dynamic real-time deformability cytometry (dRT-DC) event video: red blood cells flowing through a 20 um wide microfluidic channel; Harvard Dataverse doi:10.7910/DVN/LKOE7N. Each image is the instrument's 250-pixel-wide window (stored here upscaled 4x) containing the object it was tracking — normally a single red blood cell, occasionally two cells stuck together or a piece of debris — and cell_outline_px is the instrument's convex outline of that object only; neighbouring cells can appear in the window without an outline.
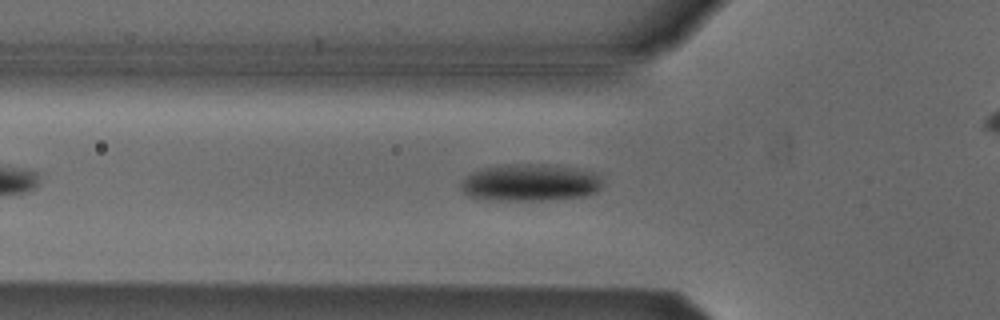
{"species": "Egyptian fruit bat (a non-hibernating species)", "species_latin": "Rousettus aegyptiacus", "temperature_condition": "cold", "stored_images_in_passage": 41, "camera_frame_rate_fps": 3000, "um_per_image_px": 0.085, "animal": {"sex": "male"}, "frame": {"image": 1, "passage_image": 8, "time_ms": 2.333, "image_size_px": [1000, 320], "cell_outline_px": [[604, 184], [596, 192], [584, 196], [548, 200], [484, 200], [468, 196], [460, 188], [460, 180], [472, 172], [484, 168], [504, 164], [556, 164], [576, 168], [592, 172], [604, 176]], "centroid_in_image_um": [45.09, 15.51], "position_along_channel_um": 80.7, "area_um2": 31.33}}
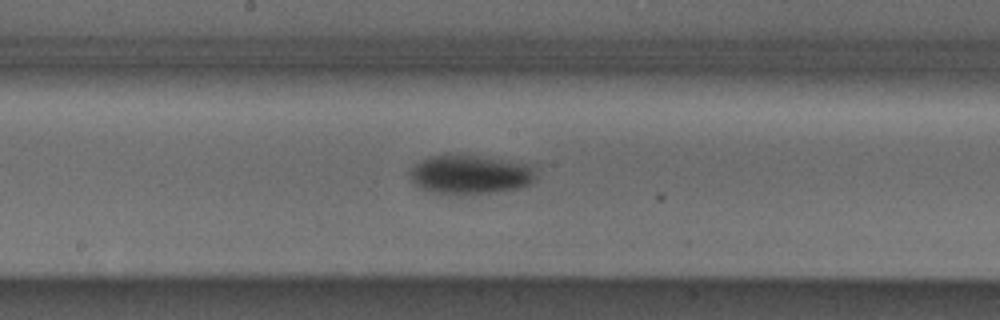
{"frame": {"image": 2, "passage_image": 18, "time_ms": 5.667, "image_size_px": [1000, 320], "cell_outline_px": [[536, 180], [532, 184], [520, 188], [492, 192], [460, 196], [432, 192], [420, 188], [412, 180], [408, 172], [420, 160], [428, 156], [444, 152], [480, 156], [536, 164]], "centroid_in_image_um": [40.01, 14.81], "position_along_channel_um": 208.2, "area_um2": 30.0}}
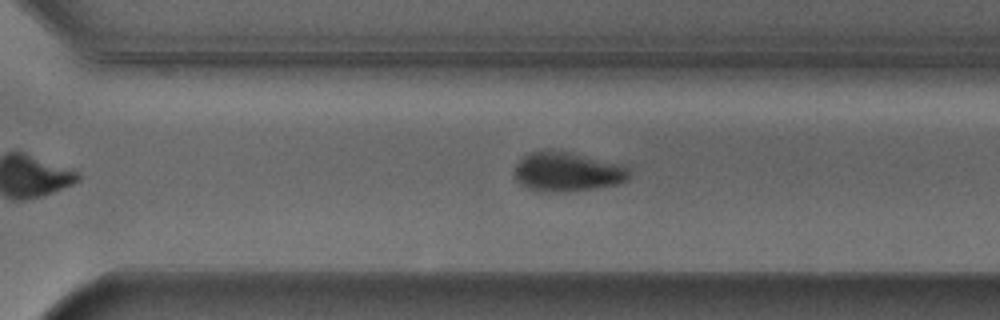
{"frame": {"image": 3, "passage_image": 27, "time_ms": 8.667, "image_size_px": [1000, 320], "cell_outline_px": [[628, 180], [620, 184], [592, 188], [544, 192], [528, 188], [520, 184], [516, 180], [512, 172], [516, 164], [524, 156], [532, 152], [568, 152], [624, 164], [628, 168]], "centroid_in_image_um": [48.22, 14.61], "position_along_channel_um": 322.4, "area_um2": 25.84}, "authors_computed_cell_mechanics": {"area_um2": 28.6688, "velocity_mm_per_s": 3.8165, "shape_relaxation_time_tau1_ms": 3.7891, "shape_relaxation_time_tau2_ms": null, "deformation_change_tau1": 0.0944, "deformation_change_tau2": null}}